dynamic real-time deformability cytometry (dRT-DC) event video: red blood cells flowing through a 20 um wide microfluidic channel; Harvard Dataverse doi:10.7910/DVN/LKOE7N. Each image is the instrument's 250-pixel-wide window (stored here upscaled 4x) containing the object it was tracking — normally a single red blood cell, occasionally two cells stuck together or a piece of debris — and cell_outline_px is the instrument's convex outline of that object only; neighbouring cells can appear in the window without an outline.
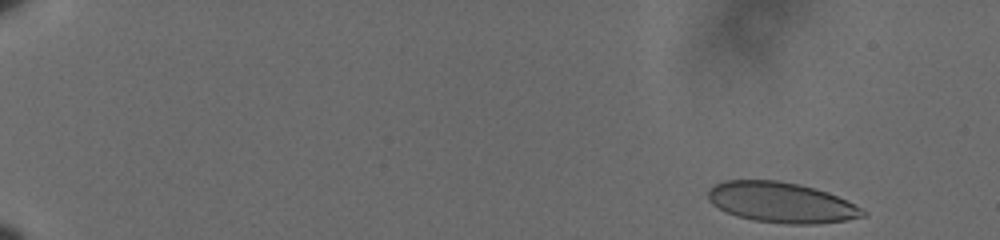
{"species": "human", "species_latin": "Homo sapiens", "temperature_condition": "cold", "stored_images_in_passage": 56, "camera_frame_rate_fps": 3000, "um_per_image_px": 0.085, "donor": {"sex": "male"}, "frame": {"image": 1, "passage_image": 2, "time_ms": 0.333, "image_size_px": [1000, 240], "cell_outline_px": [[868, 216], [844, 220], [816, 224], [788, 224], [752, 220], [736, 216], [724, 212], [712, 204], [708, 200], [708, 192], [716, 184], [724, 180], [780, 180], [800, 184], [828, 192], [868, 212]], "centroid_in_image_um": [66.39, 17.21], "position_along_channel_um": 18.6, "area_um2": 36.47}}
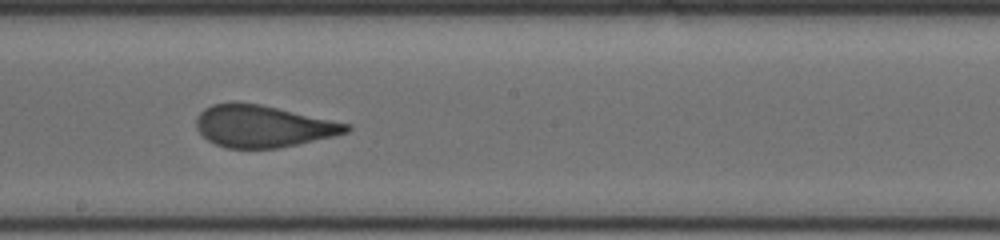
{"frame": {"image": 2, "passage_image": 33, "time_ms": 10.667, "image_size_px": [1000, 240], "cell_outline_px": [[352, 128], [348, 132], [336, 136], [276, 148], [224, 148], [208, 140], [196, 128], [196, 120], [200, 112], [204, 108], [212, 104], [260, 104], [352, 124]], "centroid_in_image_um": [22.39, 10.74], "position_along_channel_um": 225.8, "area_um2": 36.3}}
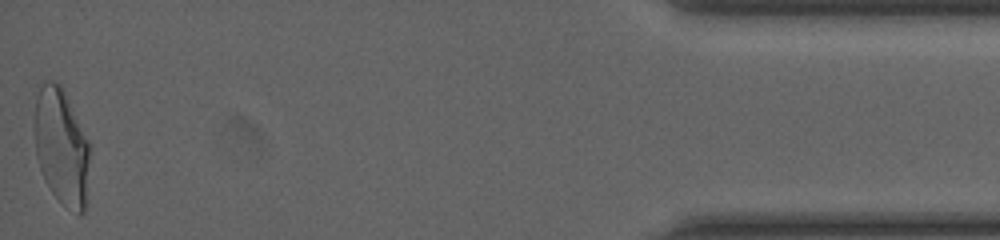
{"frame": {"image": 3, "passage_image": 56, "time_ms": 18.333, "image_size_px": [1000, 240], "cell_outline_px": [[92, 144], [84, 212], [80, 216], [76, 216], [60, 204], [44, 180], [36, 156], [32, 92], [36, 84], [44, 80], [52, 80], [60, 84]], "centroid_in_image_um": [5.2, 12.42], "position_along_channel_um": 430.0, "area_um2": 39.48}, "authors_computed_cell_mechanics": {"area_um2": 37.3099, "velocity_mm_per_s": 3.6025, "shape_relaxation_time_tau1_ms": 6.4527, "shape_relaxation_time_tau2_ms": null, "deformation_change_tau1": 0.1828, "deformation_change_tau2": null}}